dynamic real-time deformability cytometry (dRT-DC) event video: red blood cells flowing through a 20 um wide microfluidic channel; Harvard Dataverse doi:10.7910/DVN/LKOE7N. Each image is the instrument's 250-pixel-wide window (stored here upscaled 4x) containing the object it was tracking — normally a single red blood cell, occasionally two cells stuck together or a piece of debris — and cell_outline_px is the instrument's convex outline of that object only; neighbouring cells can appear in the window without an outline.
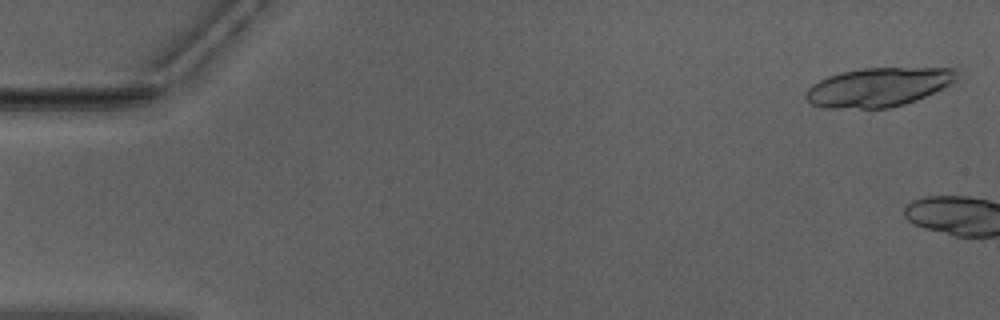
{"species": "Egyptian fruit bat (a non-hibernating species)", "species_latin": "Rousettus aegyptiacus", "temperature_condition": "warm", "stored_images_in_passage": 4, "camera_frame_rate_fps": 3000, "um_per_image_px": 0.085, "animal": {"sex": "male"}, "frame": {"image": 1, "passage_image": 1, "time_ms": 0.0, "image_size_px": [1000, 320], "cell_outline_px": [[956, 80], [952, 84], [944, 88], [916, 100], [904, 104], [888, 108], [824, 108], [812, 104], [804, 96], [808, 88], [812, 84], [828, 76], [844, 72], [864, 68], [956, 68]], "centroid_in_image_um": [74.67, 7.41], "position_along_channel_um": 10.3, "area_um2": 34.1}}